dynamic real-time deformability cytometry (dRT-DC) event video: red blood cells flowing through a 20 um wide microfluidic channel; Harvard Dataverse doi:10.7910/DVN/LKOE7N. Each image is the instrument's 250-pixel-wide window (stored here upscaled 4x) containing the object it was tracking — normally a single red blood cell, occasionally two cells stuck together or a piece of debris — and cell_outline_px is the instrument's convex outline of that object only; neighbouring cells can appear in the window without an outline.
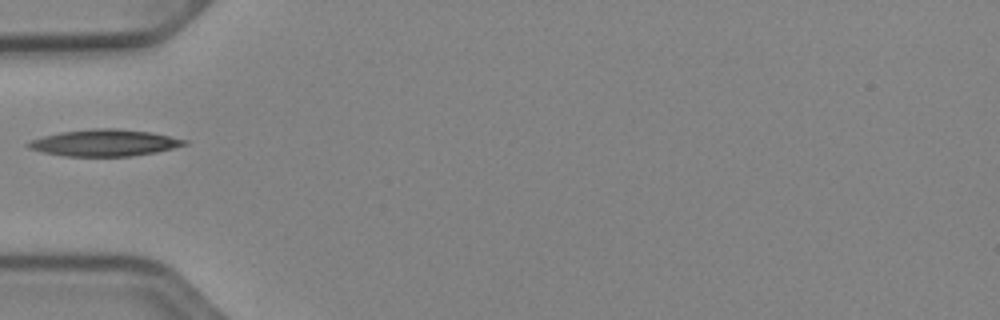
{"species": "Egyptian fruit bat (a non-hibernating species)", "species_latin": "Rousettus aegyptiacus", "temperature_condition": "cold", "stored_images_in_passage": 30, "camera_frame_rate_fps": 3000, "um_per_image_px": 0.085, "animal": {"sex": "female"}, "frame": {"image": 1, "passage_image": 1, "time_ms": 0.0, "image_size_px": [1000, 320], "cell_outline_px": [[188, 144], [156, 152], [128, 156], [64, 156], [40, 152], [28, 148], [24, 144], [28, 140], [60, 132], [96, 128], [116, 128], [152, 132], [188, 140]], "centroid_in_image_um": [8.84, 12.13], "position_along_channel_um": 76.2, "area_um2": 24.39}}
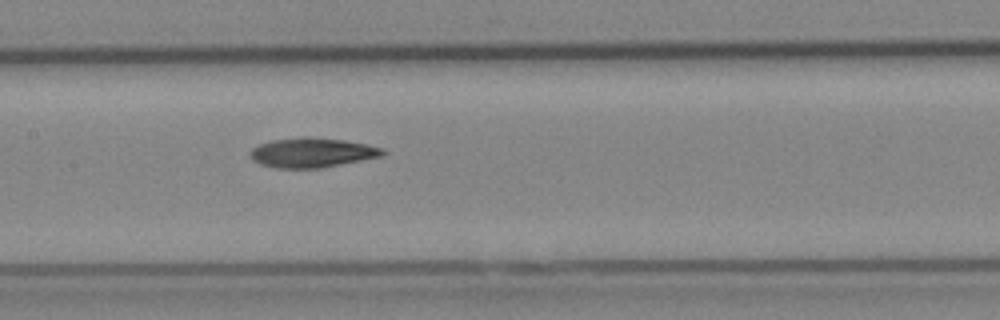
{"frame": {"image": 2, "passage_image": 9, "time_ms": 2.667, "image_size_px": [1000, 320], "cell_outline_px": [[388, 152], [384, 156], [320, 168], [276, 168], [260, 164], [252, 160], [248, 152], [252, 148], [260, 144], [272, 140], [304, 136], [308, 136], [344, 140], [384, 148]], "centroid_in_image_um": [26.53, 12.97], "position_along_channel_um": 180.9, "area_um2": 23.06}}
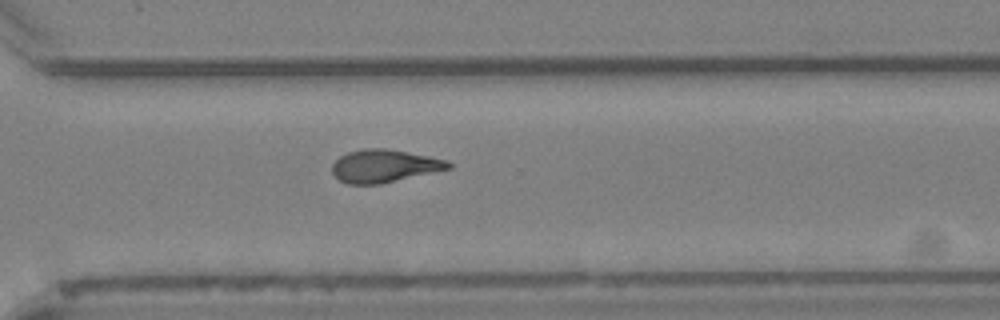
{"frame": {"image": 3, "passage_image": 21, "time_ms": 6.667, "image_size_px": [1000, 320], "cell_outline_px": [[452, 168], [380, 184], [348, 184], [340, 180], [332, 172], [332, 164], [340, 156], [348, 152], [364, 148], [384, 148], [428, 156], [444, 160], [452, 164]], "centroid_in_image_um": [32.63, 14.11], "position_along_channel_um": 338.0, "area_um2": 21.96}}